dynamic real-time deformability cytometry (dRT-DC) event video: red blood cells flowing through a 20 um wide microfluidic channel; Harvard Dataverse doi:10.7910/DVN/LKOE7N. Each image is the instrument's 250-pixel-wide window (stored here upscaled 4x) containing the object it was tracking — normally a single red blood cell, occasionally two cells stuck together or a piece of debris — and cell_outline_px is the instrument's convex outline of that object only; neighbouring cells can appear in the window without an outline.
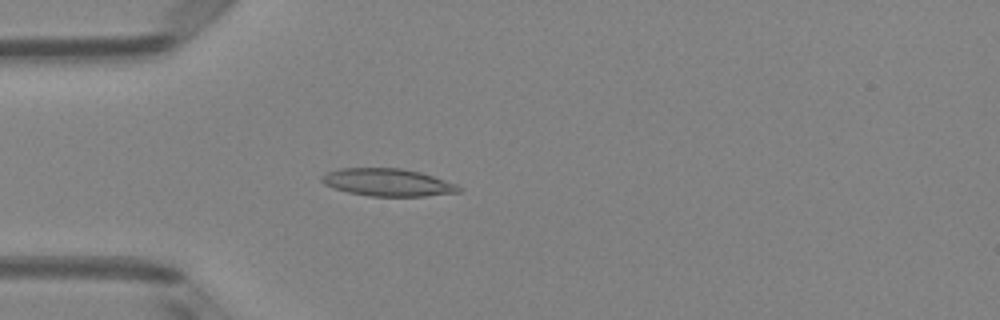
{"species": "Egyptian fruit bat (a non-hibernating species)", "species_latin": "Rousettus aegyptiacus", "temperature_condition": "room temperature", "stored_images_in_passage": 51, "camera_frame_rate_fps": 3000, "um_per_image_px": 0.085, "animal": {"sex": "female"}, "frame": {"image": 1, "passage_image": 15, "time_ms": 4.667, "image_size_px": [1000, 320], "cell_outline_px": [[460, 192], [424, 196], [372, 196], [348, 192], [324, 184], [320, 180], [320, 176], [328, 172], [340, 168], [400, 168], [420, 172], [456, 184], [460, 188]], "centroid_in_image_um": [32.93, 15.5], "position_along_channel_um": 52.1, "area_um2": 21.73}}
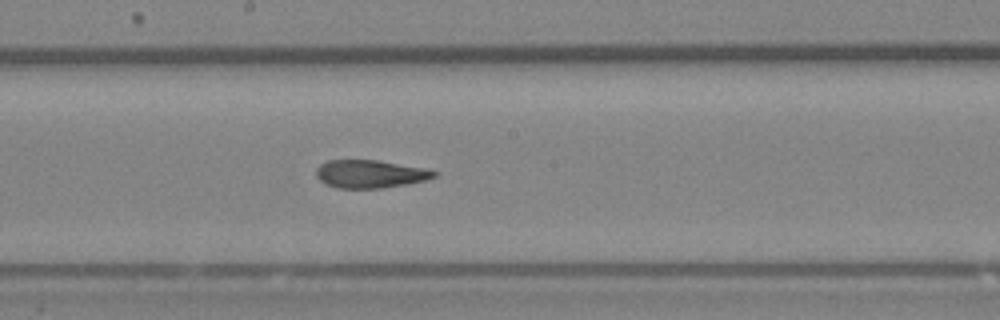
{"frame": {"image": 2, "passage_image": 28, "time_ms": 9.0, "image_size_px": [1000, 320], "cell_outline_px": [[440, 172], [436, 176], [424, 180], [404, 184], [380, 188], [336, 188], [324, 184], [316, 176], [316, 168], [320, 164], [328, 160], [376, 160], [428, 168]], "centroid_in_image_um": [31.45, 14.78], "position_along_channel_um": 216.7, "area_um2": 19.31}}
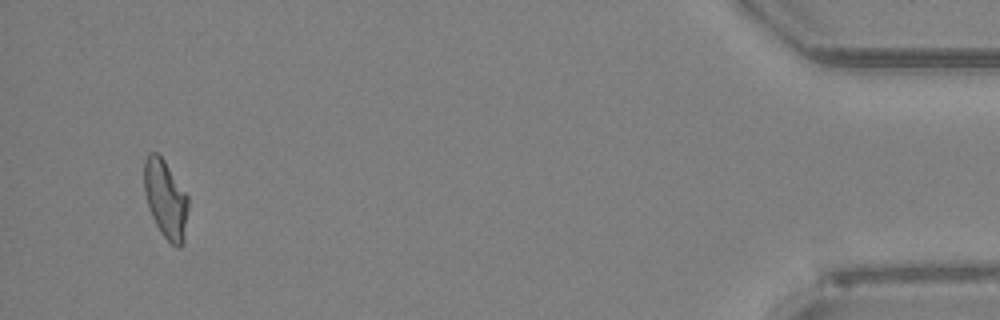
{"frame": {"image": 3, "passage_image": 49, "time_ms": 16.0, "image_size_px": [1000, 320], "cell_outline_px": [[188, 208], [184, 244], [180, 248], [176, 248], [160, 232], [148, 208], [144, 192], [144, 160], [148, 152], [156, 152], [164, 160], [188, 196]], "centroid_in_image_um": [14.07, 16.94], "position_along_channel_um": 421.1, "area_um2": 20.23}, "authors_computed_cell_mechanics": {"area_um2": 20.4612, "velocity_mm_per_s": 4.0136, "shape_relaxation_time_tau1_ms": null, "shape_relaxation_time_tau2_ms": 2.6419, "deformation_change_tau1": null, "deformation_change_tau2": 0.1}}